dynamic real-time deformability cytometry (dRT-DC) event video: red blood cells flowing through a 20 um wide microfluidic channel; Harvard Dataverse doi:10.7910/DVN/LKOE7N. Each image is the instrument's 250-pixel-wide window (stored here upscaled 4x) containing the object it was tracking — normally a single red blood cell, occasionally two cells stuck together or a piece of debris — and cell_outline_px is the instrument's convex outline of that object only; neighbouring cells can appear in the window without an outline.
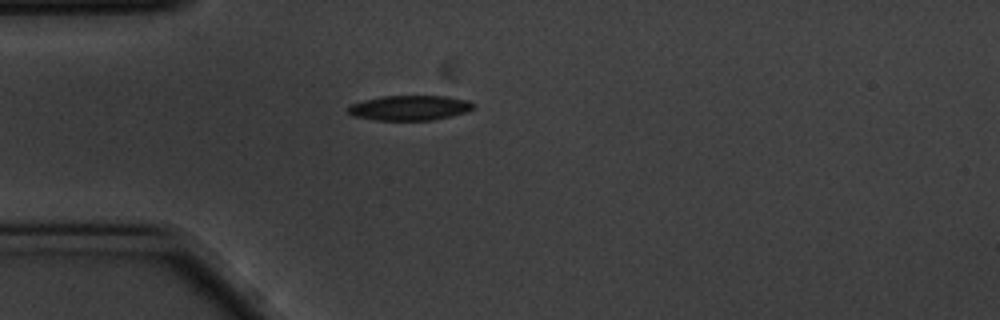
{"species": "common noctule bat (a hibernating species)", "species_latin": "Nyctalus noctula", "temperature_condition": "cold", "stored_images_in_passage": 43, "camera_frame_rate_fps": 3000, "um_per_image_px": 0.085, "animal": {"sex": "male", "body_mass_g": 20.1, "forearm_length_mm": 53.5}, "frame": {"image": 1, "passage_image": 1, "time_ms": 0.0, "image_size_px": [1000, 320], "cell_outline_px": [[472, 108], [468, 112], [452, 116], [432, 120], [376, 120], [352, 116], [348, 112], [348, 108], [352, 104], [364, 100], [380, 96], [448, 96], [468, 100], [472, 104]], "centroid_in_image_um": [34.82, 9.17], "position_along_channel_um": 50.2, "area_um2": 18.21}}
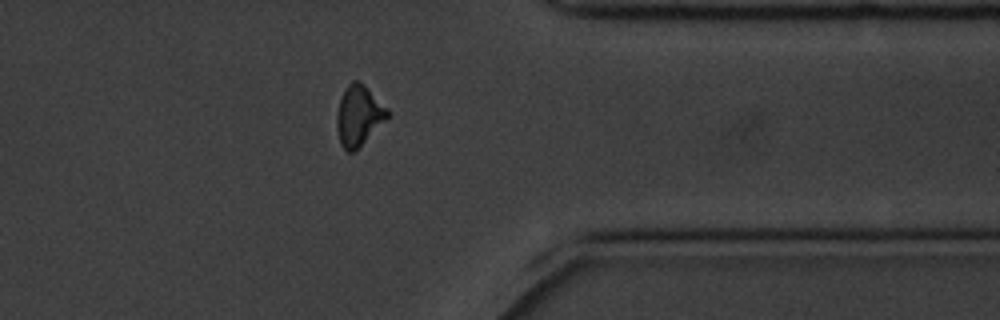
{"frame": {"image": 2, "passage_image": 31, "time_ms": 10.0, "image_size_px": [1000, 320], "cell_outline_px": [[388, 116], [352, 152], [348, 152], [340, 144], [336, 128], [336, 116], [340, 100], [348, 84], [352, 80], [360, 80], [388, 108]], "centroid_in_image_um": [30.46, 9.77], "position_along_channel_um": 380.9, "area_um2": 17.28}}
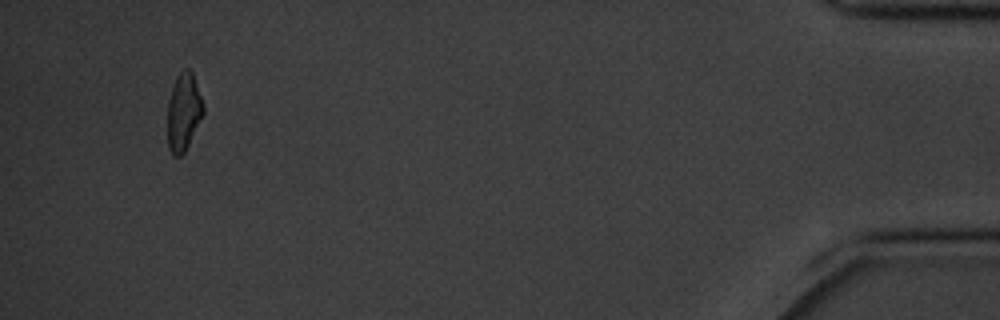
{"frame": {"image": 3, "passage_image": 40, "time_ms": 13.0, "image_size_px": [1000, 320], "cell_outline_px": [[204, 112], [184, 152], [180, 156], [172, 156], [168, 148], [168, 100], [172, 84], [176, 76], [184, 68], [188, 68], [192, 72], [204, 104]], "centroid_in_image_um": [15.59, 9.49], "position_along_channel_um": 419.6, "area_um2": 16.18}, "authors_computed_cell_mechanics": {"area_um2": 17.5712, "velocity_mm_per_s": 3.495, "shape_relaxation_time_tau1_ms": 3.0671, "shape_relaxation_time_tau2_ms": 6.3781, "deformation_change_tau1": 0.122, "deformation_change_tau2": 0.1275}}